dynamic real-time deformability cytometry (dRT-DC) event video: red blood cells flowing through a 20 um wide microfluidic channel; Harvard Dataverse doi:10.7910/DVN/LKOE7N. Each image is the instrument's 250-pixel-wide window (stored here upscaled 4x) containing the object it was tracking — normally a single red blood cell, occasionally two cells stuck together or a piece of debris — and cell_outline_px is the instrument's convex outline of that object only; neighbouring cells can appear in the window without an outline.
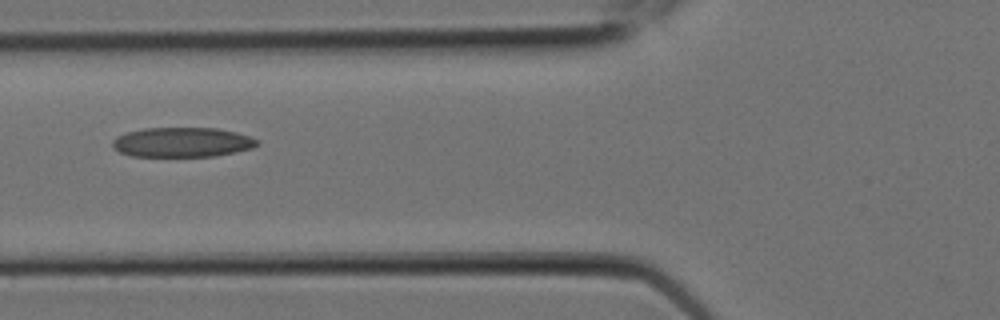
{"species": "Egyptian fruit bat (a non-hibernating species)", "species_latin": "Rousettus aegyptiacus", "temperature_condition": "room temperature", "stored_images_in_passage": 8, "camera_frame_rate_fps": 3000, "um_per_image_px": 0.085, "animal": {"sex": "female"}, "frame": {"image": 1, "passage_image": 5, "time_ms": 1.333, "image_size_px": [1000, 320], "cell_outline_px": [[260, 144], [252, 148], [236, 152], [216, 156], [132, 156], [120, 152], [112, 148], [112, 140], [116, 136], [128, 132], [144, 128], [216, 128], [236, 132], [260, 140]], "centroid_in_image_um": [15.49, 12.09], "position_along_channel_um": 110.3, "area_um2": 25.14}}
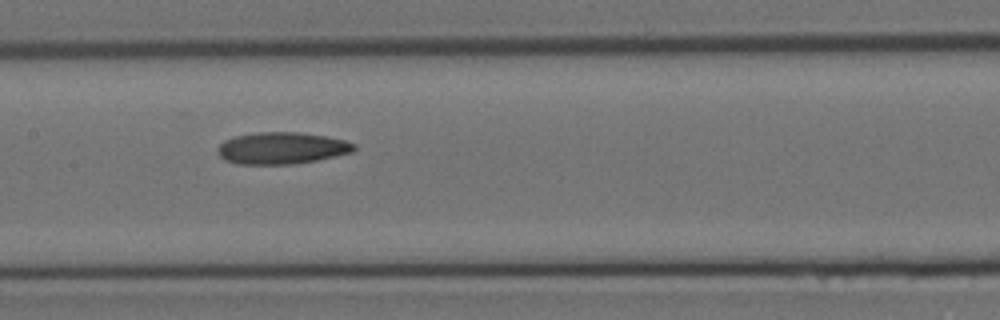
{"frame": {"image": 2, "passage_image": 7, "time_ms": 2.0, "image_size_px": [1000, 320], "cell_outline_px": [[356, 148], [352, 152], [336, 156], [316, 160], [292, 164], [236, 164], [224, 160], [216, 152], [216, 148], [224, 140], [236, 136], [260, 132], [296, 132], [324, 136], [344, 140], [356, 144]], "centroid_in_image_um": [23.91, 12.6], "position_along_channel_um": 183.5, "area_um2": 25.26}}
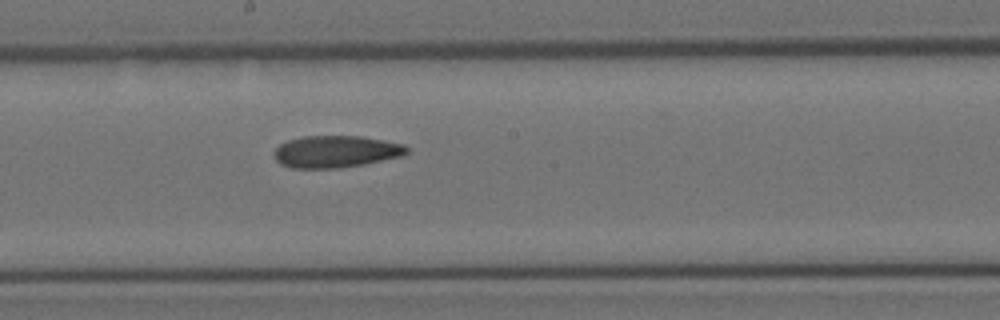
{"frame": {"image": 3, "passage_image": 8, "time_ms": 2.333, "image_size_px": [1000, 320], "cell_outline_px": [[408, 152], [404, 156], [364, 164], [340, 168], [292, 168], [280, 164], [276, 160], [272, 152], [280, 144], [288, 140], [304, 136], [360, 136], [384, 140], [404, 144], [408, 148]], "centroid_in_image_um": [28.55, 12.89], "position_along_channel_um": 219.6, "area_um2": 24.91}}